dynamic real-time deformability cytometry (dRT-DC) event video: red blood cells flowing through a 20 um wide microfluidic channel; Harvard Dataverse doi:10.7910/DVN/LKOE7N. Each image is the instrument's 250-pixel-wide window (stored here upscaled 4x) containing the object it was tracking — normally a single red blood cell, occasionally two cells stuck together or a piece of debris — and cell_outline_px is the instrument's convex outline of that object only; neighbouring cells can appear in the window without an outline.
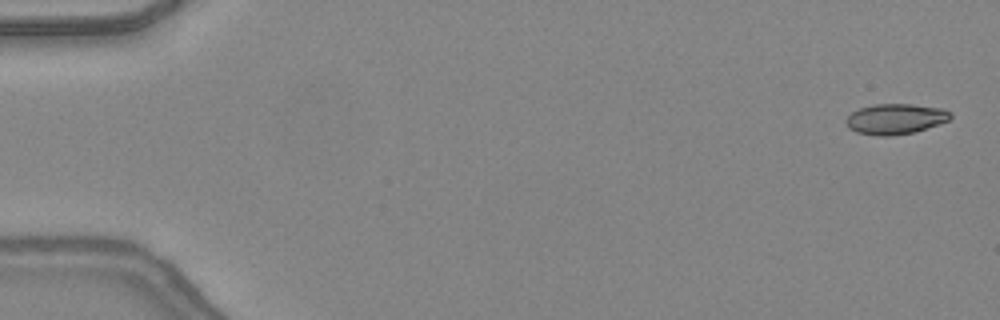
{"species": "common noctule bat (a hibernating species)", "species_latin": "Nyctalus noctula", "temperature_condition": "warm", "stored_images_in_passage": 48, "camera_frame_rate_fps": 3000, "um_per_image_px": 0.085, "animal": {"sex": "female", "body_mass_g": 24.6, "forearm_length_mm": 56.2}, "frame": {"image": 1, "passage_image": 2, "time_ms": 0.333, "image_size_px": [1000, 320], "cell_outline_px": [[952, 116], [948, 120], [940, 124], [912, 132], [892, 136], [876, 136], [856, 132], [848, 128], [844, 120], [852, 112], [860, 108], [872, 104], [912, 104], [940, 108], [952, 112]], "centroid_in_image_um": [76.08, 10.11], "position_along_channel_um": 8.9, "area_um2": 18.61}}
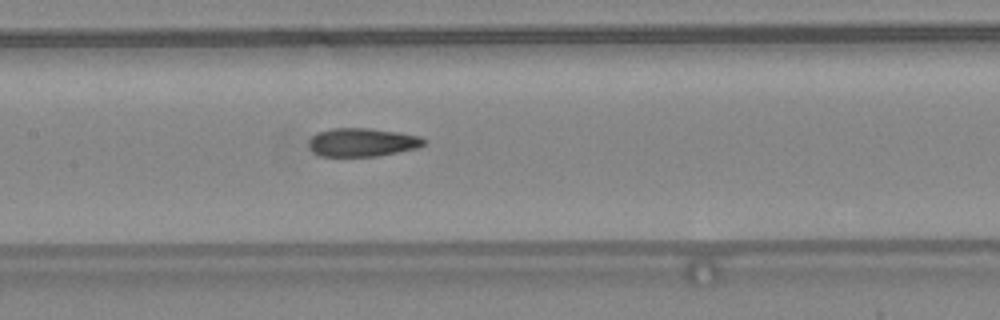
{"frame": {"image": 2, "passage_image": 24, "time_ms": 7.667, "image_size_px": [1000, 320], "cell_outline_px": [[424, 144], [416, 148], [376, 156], [320, 156], [312, 152], [308, 144], [308, 140], [316, 132], [332, 128], [368, 128], [400, 132], [420, 136], [424, 140]], "centroid_in_image_um": [30.73, 12.08], "position_along_channel_um": 176.7, "area_um2": 19.07}}
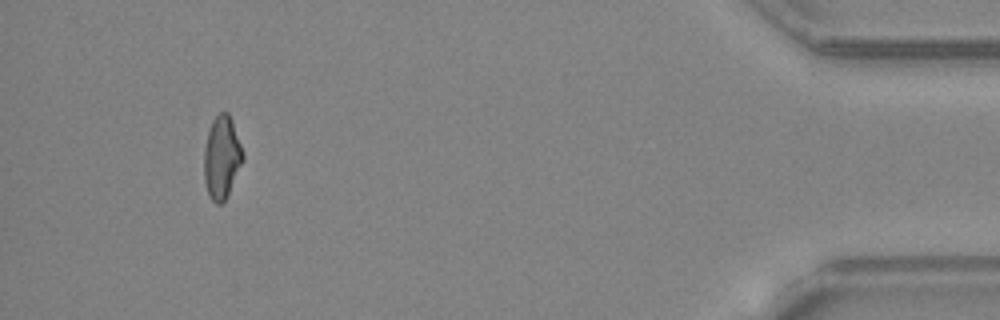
{"frame": {"image": 3, "passage_image": 45, "time_ms": 14.667, "image_size_px": [1000, 320], "cell_outline_px": [[244, 160], [228, 196], [220, 204], [216, 204], [212, 200], [208, 192], [204, 180], [204, 148], [208, 132], [212, 120], [220, 112], [228, 112], [232, 120], [244, 152]], "centroid_in_image_um": [18.87, 13.38], "position_along_channel_um": 416.3, "area_um2": 18.9}, "authors_computed_cell_mechanics": {"area_um2": 19.0451, "velocity_mm_per_s": 4.4049, "shape_relaxation_time_tau1_ms": null, "shape_relaxation_time_tau2_ms": 2.1078, "deformation_change_tau1": null, "deformation_change_tau2": 0.105}}